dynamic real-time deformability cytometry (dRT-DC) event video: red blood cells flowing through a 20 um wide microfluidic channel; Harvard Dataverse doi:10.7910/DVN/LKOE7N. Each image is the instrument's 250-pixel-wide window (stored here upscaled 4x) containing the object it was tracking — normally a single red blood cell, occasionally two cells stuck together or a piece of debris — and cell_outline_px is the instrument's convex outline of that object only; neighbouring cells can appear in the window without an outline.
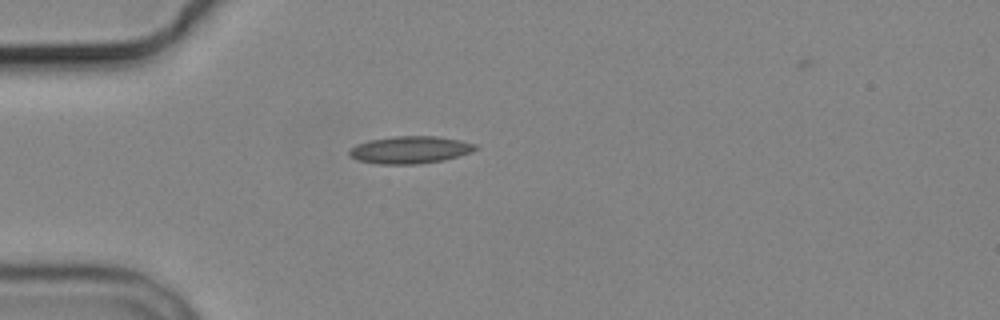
{"species": "common noctule bat (a hibernating species)", "species_latin": "Nyctalus noctula", "temperature_condition": "cold", "stored_images_in_passage": 1, "camera_frame_rate_fps": 3000, "um_per_image_px": 0.085, "animal": {"sex": "male", "body_mass_g": 19.2, "forearm_length_mm": 51.8}, "frame": {"image": 1, "passage_image": 1, "time_ms": 0.0, "image_size_px": [1000, 320], "cell_outline_px": [[480, 148], [472, 152], [444, 160], [416, 164], [380, 164], [356, 160], [348, 156], [348, 152], [356, 144], [368, 140], [392, 136], [436, 136], [460, 140], [476, 144]], "centroid_in_image_um": [34.85, 12.73], "position_along_channel_um": 50.1, "area_um2": 20.29}}